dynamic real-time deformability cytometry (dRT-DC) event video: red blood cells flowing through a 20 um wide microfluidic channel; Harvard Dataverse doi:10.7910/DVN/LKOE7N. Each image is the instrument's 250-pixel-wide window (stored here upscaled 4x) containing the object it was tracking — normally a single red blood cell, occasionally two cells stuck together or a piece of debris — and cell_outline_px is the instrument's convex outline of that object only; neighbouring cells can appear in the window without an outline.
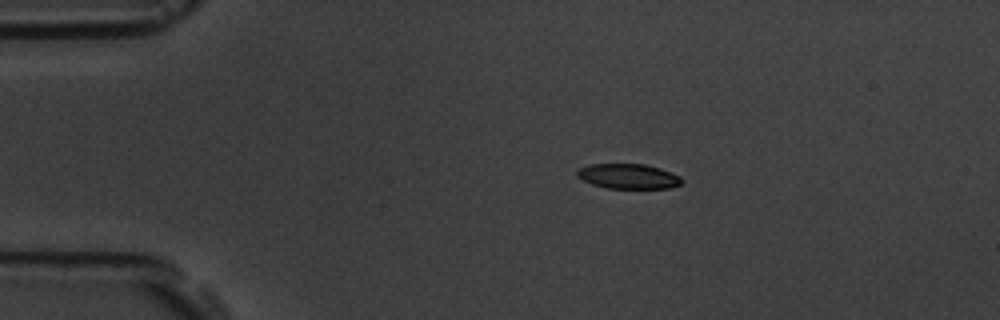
{"species": "common noctule bat (a hibernating species)", "species_latin": "Nyctalus noctula", "temperature_condition": "room temperature", "stored_images_in_passage": 16, "camera_frame_rate_fps": 3000, "um_per_image_px": 0.085, "animal": {"sex": "male", "body_mass_g": 19.5, "forearm_length_mm": 54.6}, "frame": {"image": 1, "passage_image": 3, "time_ms": 2.333, "image_size_px": [1000, 320], "cell_outline_px": [[684, 180], [680, 184], [668, 188], [604, 188], [592, 184], [576, 176], [576, 172], [580, 168], [588, 164], [644, 164], [660, 168], [680, 176]], "centroid_in_image_um": [53.39, 14.98], "position_along_channel_um": 31.6, "area_um2": 15.2}}
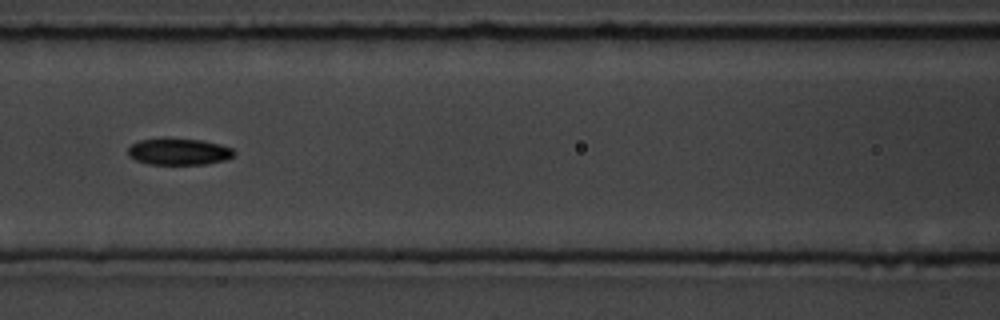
{"frame": {"image": 2, "passage_image": 7, "time_ms": 7.0, "image_size_px": [1000, 320], "cell_outline_px": [[236, 152], [228, 160], [204, 164], [148, 164], [136, 160], [128, 156], [128, 148], [132, 144], [140, 140], [160, 136], [200, 140], [220, 144], [232, 148]], "centroid_in_image_um": [15.18, 12.86], "position_along_channel_um": 151.4, "area_um2": 16.88}}
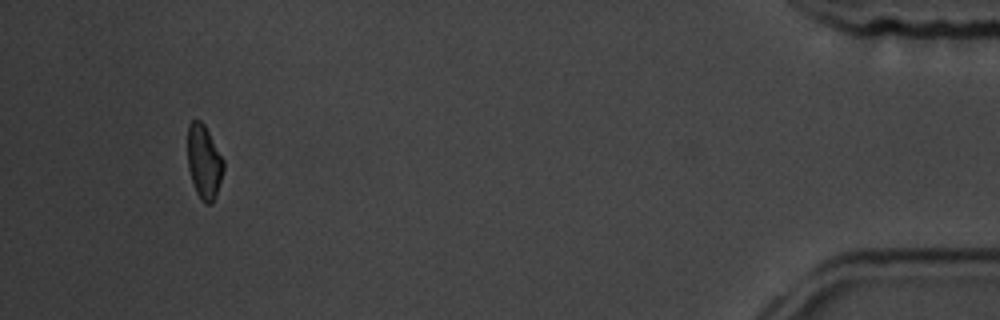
{"frame": {"image": 3, "passage_image": 15, "time_ms": 16.333, "image_size_px": [1000, 320], "cell_outline_px": [[224, 168], [216, 196], [212, 204], [204, 204], [200, 200], [196, 192], [188, 168], [188, 124], [192, 120], [200, 120], [204, 124], [224, 160]], "centroid_in_image_um": [17.34, 13.78], "position_along_channel_um": 417.9, "area_um2": 15.49}, "authors_computed_cell_mechanics": {"area_um2": 15.8083, "velocity_mm_per_s": 3.651, "shape_relaxation_time_tau1_ms": 2.8984, "shape_relaxation_time_tau2_ms": 11.0604, "deformation_change_tau1": 0.102, "deformation_change_tau2": 0.1529}}